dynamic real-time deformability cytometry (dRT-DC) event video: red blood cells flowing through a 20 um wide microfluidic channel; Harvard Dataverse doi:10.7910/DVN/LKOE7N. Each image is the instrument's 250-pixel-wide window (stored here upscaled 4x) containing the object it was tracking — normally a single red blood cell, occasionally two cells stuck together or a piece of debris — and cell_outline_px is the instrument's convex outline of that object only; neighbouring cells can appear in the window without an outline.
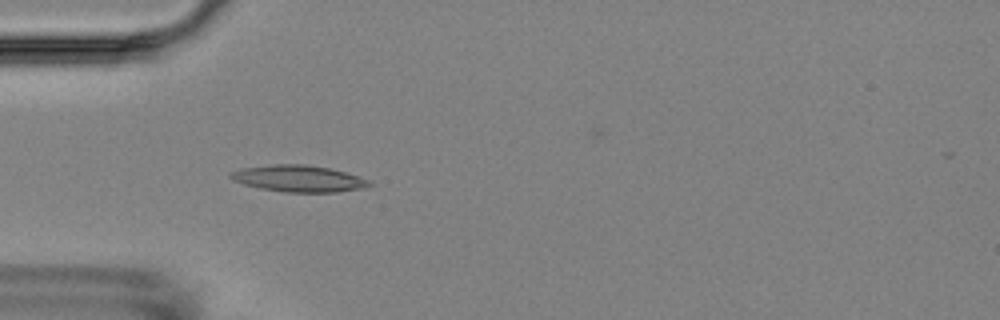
{"species": "Egyptian fruit bat (a non-hibernating species)", "species_latin": "Rousettus aegyptiacus", "temperature_condition": "room temperature", "stored_images_in_passage": 7, "camera_frame_rate_fps": 3000, "um_per_image_px": 0.085, "animal": {"sex": "female"}, "frame": {"image": 1, "passage_image": 5, "time_ms": 4.667, "image_size_px": [1000, 320], "cell_outline_px": [[372, 184], [364, 188], [336, 192], [284, 192], [260, 188], [244, 184], [232, 180], [228, 176], [228, 172], [240, 168], [272, 164], [304, 164], [328, 168], [344, 172], [368, 180]], "centroid_in_image_um": [25.31, 15.17], "position_along_channel_um": 59.7, "area_um2": 21.44}}